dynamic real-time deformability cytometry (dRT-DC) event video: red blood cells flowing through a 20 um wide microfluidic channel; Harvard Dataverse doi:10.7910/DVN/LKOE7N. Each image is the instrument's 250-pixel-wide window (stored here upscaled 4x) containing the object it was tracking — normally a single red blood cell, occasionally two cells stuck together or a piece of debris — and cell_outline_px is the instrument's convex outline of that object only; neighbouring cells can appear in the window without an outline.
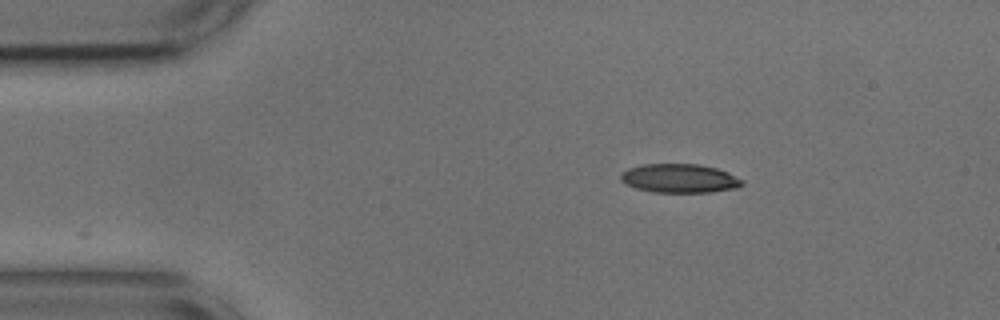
{"species": "common noctule bat (a hibernating species)", "species_latin": "Nyctalus noctula", "temperature_condition": "cold", "stored_images_in_passage": 46, "camera_frame_rate_fps": 3000, "um_per_image_px": 0.085, "animal": {"sex": "male", "body_mass_g": 17.9, "forearm_length_mm": 54.2}, "frame": {"image": 1, "passage_image": 1, "time_ms": 0.0, "image_size_px": [1000, 320], "cell_outline_px": [[744, 184], [736, 188], [708, 192], [652, 192], [636, 188], [624, 184], [620, 180], [620, 176], [628, 168], [644, 164], [700, 164], [716, 168], [728, 172], [744, 180]], "centroid_in_image_um": [57.76, 15.16], "position_along_channel_um": 27.2, "area_um2": 20.46}}
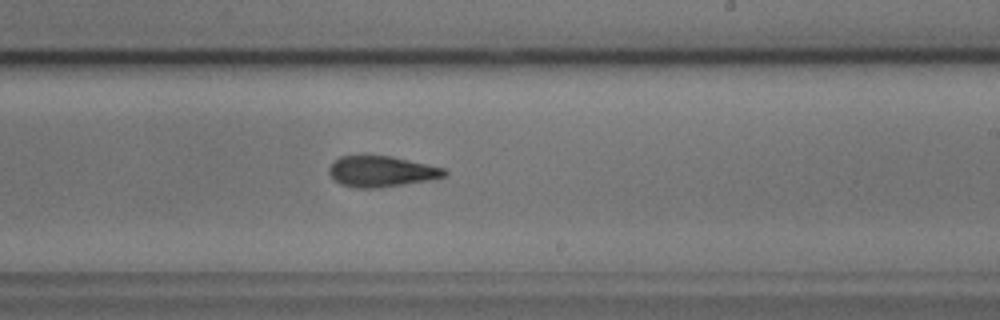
{"frame": {"image": 2, "passage_image": 24, "time_ms": 7.667, "image_size_px": [1000, 320], "cell_outline_px": [[448, 176], [428, 180], [380, 188], [352, 188], [340, 184], [328, 172], [328, 168], [340, 156], [392, 156], [444, 168], [448, 172]], "centroid_in_image_um": [32.44, 14.58], "position_along_channel_um": 256.6, "area_um2": 20.69}}
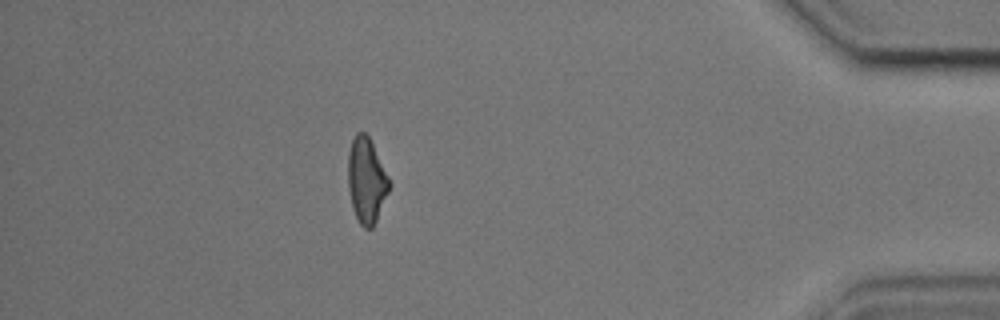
{"frame": {"image": 3, "passage_image": 40, "time_ms": 13.0, "image_size_px": [1000, 320], "cell_outline_px": [[392, 184], [376, 220], [372, 228], [364, 228], [360, 224], [352, 208], [348, 188], [348, 152], [352, 140], [356, 132], [364, 132], [368, 136]], "centroid_in_image_um": [31.14, 15.34], "position_along_channel_um": 404.1, "area_um2": 20.35}, "authors_computed_cell_mechanics": {"area_um2": 20.8947, "velocity_mm_per_s": 3.6666, "shape_relaxation_time_tau1_ms": 3.5817, "shape_relaxation_time_tau2_ms": 3.0503, "deformation_change_tau1": 0.159, "deformation_change_tau2": 0.1171}}